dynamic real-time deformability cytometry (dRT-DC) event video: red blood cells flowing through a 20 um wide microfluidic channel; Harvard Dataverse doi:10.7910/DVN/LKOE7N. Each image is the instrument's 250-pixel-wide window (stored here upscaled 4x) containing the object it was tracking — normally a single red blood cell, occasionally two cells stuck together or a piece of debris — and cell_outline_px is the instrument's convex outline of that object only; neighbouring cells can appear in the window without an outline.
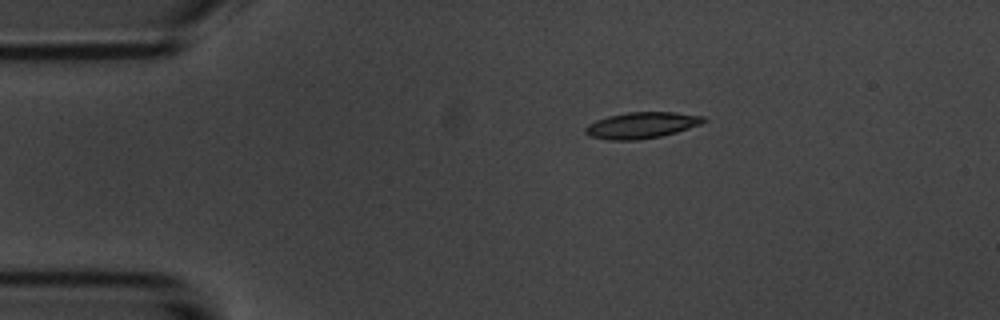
{"species": "common noctule bat (a hibernating species)", "species_latin": "Nyctalus noctula", "temperature_condition": "room temperature", "stored_images_in_passage": 7, "camera_frame_rate_fps": 3000, "um_per_image_px": 0.085, "animal": {"sex": "male", "body_mass_g": 20.1, "forearm_length_mm": 53.5}, "frame": {"image": 1, "passage_image": 3, "time_ms": 3.0, "image_size_px": [1000, 320], "cell_outline_px": [[708, 120], [700, 124], [676, 132], [660, 136], [636, 140], [612, 140], [588, 136], [584, 132], [584, 128], [588, 124], [596, 120], [608, 116], [628, 112], [676, 112], [704, 116]], "centroid_in_image_um": [54.52, 10.64], "position_along_channel_um": 30.5, "area_um2": 18.03}}
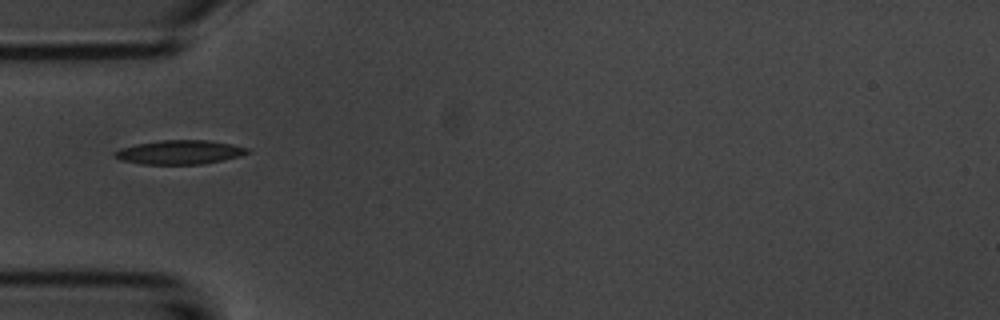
{"frame": {"image": 2, "passage_image": 5, "time_ms": 5.333, "image_size_px": [1000, 320], "cell_outline_px": [[248, 152], [240, 156], [224, 160], [204, 164], [140, 164], [120, 160], [112, 156], [112, 152], [120, 148], [136, 144], [160, 140], [204, 140], [232, 144], [248, 148]], "centroid_in_image_um": [15.21, 12.94], "position_along_channel_um": 69.8, "area_um2": 18.67}}
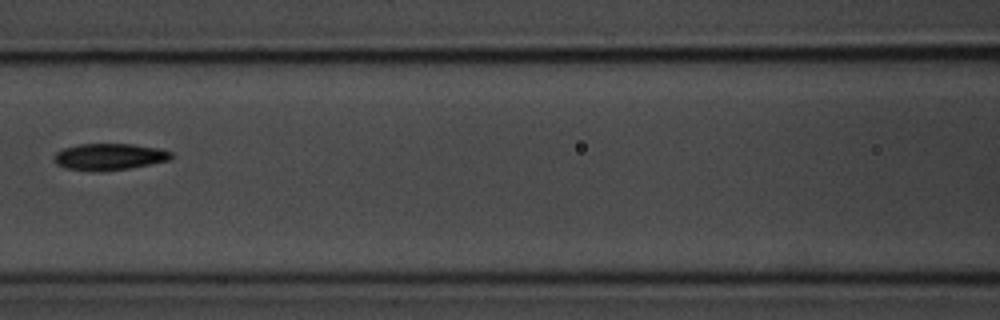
{"frame": {"image": 3, "passage_image": 7, "time_ms": 7.667, "image_size_px": [1000, 320], "cell_outline_px": [[172, 156], [168, 160], [128, 168], [64, 168], [56, 164], [56, 152], [64, 148], [76, 144], [132, 144], [160, 148], [172, 152]], "centroid_in_image_um": [9.33, 13.26], "position_along_channel_um": 157.3, "area_um2": 17.11}}